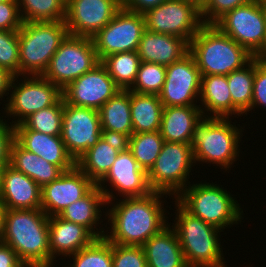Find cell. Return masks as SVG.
<instances>
[{"label":"cell","instance_id":"obj_43","mask_svg":"<svg viewBox=\"0 0 266 267\" xmlns=\"http://www.w3.org/2000/svg\"><path fill=\"white\" fill-rule=\"evenodd\" d=\"M266 107V61L255 57V76L253 84V98L251 111L254 107Z\"/></svg>","mask_w":266,"mask_h":267},{"label":"cell","instance_id":"obj_25","mask_svg":"<svg viewBox=\"0 0 266 267\" xmlns=\"http://www.w3.org/2000/svg\"><path fill=\"white\" fill-rule=\"evenodd\" d=\"M103 135L127 140L133 134L130 90H120L99 110Z\"/></svg>","mask_w":266,"mask_h":267},{"label":"cell","instance_id":"obj_23","mask_svg":"<svg viewBox=\"0 0 266 267\" xmlns=\"http://www.w3.org/2000/svg\"><path fill=\"white\" fill-rule=\"evenodd\" d=\"M189 52V43L180 37L144 30L137 49L142 62L168 66Z\"/></svg>","mask_w":266,"mask_h":267},{"label":"cell","instance_id":"obj_34","mask_svg":"<svg viewBox=\"0 0 266 267\" xmlns=\"http://www.w3.org/2000/svg\"><path fill=\"white\" fill-rule=\"evenodd\" d=\"M164 142L160 130H157L132 134L125 141V145L140 167L148 172L160 154Z\"/></svg>","mask_w":266,"mask_h":267},{"label":"cell","instance_id":"obj_31","mask_svg":"<svg viewBox=\"0 0 266 267\" xmlns=\"http://www.w3.org/2000/svg\"><path fill=\"white\" fill-rule=\"evenodd\" d=\"M133 134L160 130L163 104L156 94L130 91Z\"/></svg>","mask_w":266,"mask_h":267},{"label":"cell","instance_id":"obj_20","mask_svg":"<svg viewBox=\"0 0 266 267\" xmlns=\"http://www.w3.org/2000/svg\"><path fill=\"white\" fill-rule=\"evenodd\" d=\"M0 202L6 209H39L41 187L8 164L2 169Z\"/></svg>","mask_w":266,"mask_h":267},{"label":"cell","instance_id":"obj_48","mask_svg":"<svg viewBox=\"0 0 266 267\" xmlns=\"http://www.w3.org/2000/svg\"><path fill=\"white\" fill-rule=\"evenodd\" d=\"M6 207L0 202V241L2 240L5 224Z\"/></svg>","mask_w":266,"mask_h":267},{"label":"cell","instance_id":"obj_28","mask_svg":"<svg viewBox=\"0 0 266 267\" xmlns=\"http://www.w3.org/2000/svg\"><path fill=\"white\" fill-rule=\"evenodd\" d=\"M199 98L202 103L199 107L204 106L201 109L203 117L230 118L233 115V103L227 75L201 76ZM206 111L209 115L205 113Z\"/></svg>","mask_w":266,"mask_h":267},{"label":"cell","instance_id":"obj_32","mask_svg":"<svg viewBox=\"0 0 266 267\" xmlns=\"http://www.w3.org/2000/svg\"><path fill=\"white\" fill-rule=\"evenodd\" d=\"M255 76V57L242 68L227 75L233 103V115L243 116L251 110ZM240 114V115H239Z\"/></svg>","mask_w":266,"mask_h":267},{"label":"cell","instance_id":"obj_9","mask_svg":"<svg viewBox=\"0 0 266 267\" xmlns=\"http://www.w3.org/2000/svg\"><path fill=\"white\" fill-rule=\"evenodd\" d=\"M99 63L92 38L69 34L51 58L42 76L63 90Z\"/></svg>","mask_w":266,"mask_h":267},{"label":"cell","instance_id":"obj_4","mask_svg":"<svg viewBox=\"0 0 266 267\" xmlns=\"http://www.w3.org/2000/svg\"><path fill=\"white\" fill-rule=\"evenodd\" d=\"M174 202L177 213L172 228L178 236L187 266L227 267L219 243L222 230L193 216L176 200Z\"/></svg>","mask_w":266,"mask_h":267},{"label":"cell","instance_id":"obj_27","mask_svg":"<svg viewBox=\"0 0 266 267\" xmlns=\"http://www.w3.org/2000/svg\"><path fill=\"white\" fill-rule=\"evenodd\" d=\"M203 117L199 106L164 107L160 133L164 141L190 143L195 125Z\"/></svg>","mask_w":266,"mask_h":267},{"label":"cell","instance_id":"obj_44","mask_svg":"<svg viewBox=\"0 0 266 267\" xmlns=\"http://www.w3.org/2000/svg\"><path fill=\"white\" fill-rule=\"evenodd\" d=\"M0 117V163H9L10 147L14 140V126Z\"/></svg>","mask_w":266,"mask_h":267},{"label":"cell","instance_id":"obj_8","mask_svg":"<svg viewBox=\"0 0 266 267\" xmlns=\"http://www.w3.org/2000/svg\"><path fill=\"white\" fill-rule=\"evenodd\" d=\"M194 161L190 144L165 141L155 163L147 172L149 186L174 198L190 184Z\"/></svg>","mask_w":266,"mask_h":267},{"label":"cell","instance_id":"obj_10","mask_svg":"<svg viewBox=\"0 0 266 267\" xmlns=\"http://www.w3.org/2000/svg\"><path fill=\"white\" fill-rule=\"evenodd\" d=\"M143 16L148 31L180 37L188 43L204 25L201 7L190 0H166Z\"/></svg>","mask_w":266,"mask_h":267},{"label":"cell","instance_id":"obj_51","mask_svg":"<svg viewBox=\"0 0 266 267\" xmlns=\"http://www.w3.org/2000/svg\"><path fill=\"white\" fill-rule=\"evenodd\" d=\"M190 1L195 2L199 7H201L205 3V0H190Z\"/></svg>","mask_w":266,"mask_h":267},{"label":"cell","instance_id":"obj_49","mask_svg":"<svg viewBox=\"0 0 266 267\" xmlns=\"http://www.w3.org/2000/svg\"><path fill=\"white\" fill-rule=\"evenodd\" d=\"M254 57L258 60L266 61V40L262 49Z\"/></svg>","mask_w":266,"mask_h":267},{"label":"cell","instance_id":"obj_52","mask_svg":"<svg viewBox=\"0 0 266 267\" xmlns=\"http://www.w3.org/2000/svg\"><path fill=\"white\" fill-rule=\"evenodd\" d=\"M9 163H0V184H1V174H2V169L4 166L8 165Z\"/></svg>","mask_w":266,"mask_h":267},{"label":"cell","instance_id":"obj_26","mask_svg":"<svg viewBox=\"0 0 266 267\" xmlns=\"http://www.w3.org/2000/svg\"><path fill=\"white\" fill-rule=\"evenodd\" d=\"M142 246L147 267H188L178 236L170 224Z\"/></svg>","mask_w":266,"mask_h":267},{"label":"cell","instance_id":"obj_47","mask_svg":"<svg viewBox=\"0 0 266 267\" xmlns=\"http://www.w3.org/2000/svg\"><path fill=\"white\" fill-rule=\"evenodd\" d=\"M14 77L15 76L6 69L0 68V98H3V95H9L7 91L11 90L10 87Z\"/></svg>","mask_w":266,"mask_h":267},{"label":"cell","instance_id":"obj_15","mask_svg":"<svg viewBox=\"0 0 266 267\" xmlns=\"http://www.w3.org/2000/svg\"><path fill=\"white\" fill-rule=\"evenodd\" d=\"M200 85V70L195 58L188 52L180 60L166 66L165 82L158 96L163 107L199 106L196 103Z\"/></svg>","mask_w":266,"mask_h":267},{"label":"cell","instance_id":"obj_11","mask_svg":"<svg viewBox=\"0 0 266 267\" xmlns=\"http://www.w3.org/2000/svg\"><path fill=\"white\" fill-rule=\"evenodd\" d=\"M17 78L18 76L14 77L10 87L11 95L7 98L8 103L4 104L6 115L18 118L12 120L14 127L31 114L55 105L63 97L62 90L42 75H25L24 80L21 79L22 82L16 84Z\"/></svg>","mask_w":266,"mask_h":267},{"label":"cell","instance_id":"obj_45","mask_svg":"<svg viewBox=\"0 0 266 267\" xmlns=\"http://www.w3.org/2000/svg\"><path fill=\"white\" fill-rule=\"evenodd\" d=\"M121 7L129 11L144 14L146 11L157 7L166 0H120Z\"/></svg>","mask_w":266,"mask_h":267},{"label":"cell","instance_id":"obj_46","mask_svg":"<svg viewBox=\"0 0 266 267\" xmlns=\"http://www.w3.org/2000/svg\"><path fill=\"white\" fill-rule=\"evenodd\" d=\"M0 267H26L15 251L0 241Z\"/></svg>","mask_w":266,"mask_h":267},{"label":"cell","instance_id":"obj_12","mask_svg":"<svg viewBox=\"0 0 266 267\" xmlns=\"http://www.w3.org/2000/svg\"><path fill=\"white\" fill-rule=\"evenodd\" d=\"M214 25L255 56L266 40V9L252 1L227 12Z\"/></svg>","mask_w":266,"mask_h":267},{"label":"cell","instance_id":"obj_2","mask_svg":"<svg viewBox=\"0 0 266 267\" xmlns=\"http://www.w3.org/2000/svg\"><path fill=\"white\" fill-rule=\"evenodd\" d=\"M1 242L26 267H51L49 216L41 209H6Z\"/></svg>","mask_w":266,"mask_h":267},{"label":"cell","instance_id":"obj_3","mask_svg":"<svg viewBox=\"0 0 266 267\" xmlns=\"http://www.w3.org/2000/svg\"><path fill=\"white\" fill-rule=\"evenodd\" d=\"M201 76L228 75L254 56L215 25H203L189 43Z\"/></svg>","mask_w":266,"mask_h":267},{"label":"cell","instance_id":"obj_24","mask_svg":"<svg viewBox=\"0 0 266 267\" xmlns=\"http://www.w3.org/2000/svg\"><path fill=\"white\" fill-rule=\"evenodd\" d=\"M124 146L125 140L102 135L96 145L76 161V166L97 184L107 174Z\"/></svg>","mask_w":266,"mask_h":267},{"label":"cell","instance_id":"obj_18","mask_svg":"<svg viewBox=\"0 0 266 267\" xmlns=\"http://www.w3.org/2000/svg\"><path fill=\"white\" fill-rule=\"evenodd\" d=\"M120 90L100 62L65 87L62 96L69 105L99 110Z\"/></svg>","mask_w":266,"mask_h":267},{"label":"cell","instance_id":"obj_37","mask_svg":"<svg viewBox=\"0 0 266 267\" xmlns=\"http://www.w3.org/2000/svg\"><path fill=\"white\" fill-rule=\"evenodd\" d=\"M74 256V257H73ZM73 264L64 267H113L112 243L105 237L72 254Z\"/></svg>","mask_w":266,"mask_h":267},{"label":"cell","instance_id":"obj_39","mask_svg":"<svg viewBox=\"0 0 266 267\" xmlns=\"http://www.w3.org/2000/svg\"><path fill=\"white\" fill-rule=\"evenodd\" d=\"M0 68L20 77L18 30H0Z\"/></svg>","mask_w":266,"mask_h":267},{"label":"cell","instance_id":"obj_22","mask_svg":"<svg viewBox=\"0 0 266 267\" xmlns=\"http://www.w3.org/2000/svg\"><path fill=\"white\" fill-rule=\"evenodd\" d=\"M14 139L24 149L58 166L63 172L76 165L68 154L61 136H52L30 129H14Z\"/></svg>","mask_w":266,"mask_h":267},{"label":"cell","instance_id":"obj_29","mask_svg":"<svg viewBox=\"0 0 266 267\" xmlns=\"http://www.w3.org/2000/svg\"><path fill=\"white\" fill-rule=\"evenodd\" d=\"M106 204L104 193L96 185L86 196L67 206L59 216L66 221L86 227L96 238H102L106 234L105 229L101 228L98 231L96 227L100 224V218L102 219L100 209Z\"/></svg>","mask_w":266,"mask_h":267},{"label":"cell","instance_id":"obj_35","mask_svg":"<svg viewBox=\"0 0 266 267\" xmlns=\"http://www.w3.org/2000/svg\"><path fill=\"white\" fill-rule=\"evenodd\" d=\"M23 22L65 21L66 0H17Z\"/></svg>","mask_w":266,"mask_h":267},{"label":"cell","instance_id":"obj_33","mask_svg":"<svg viewBox=\"0 0 266 267\" xmlns=\"http://www.w3.org/2000/svg\"><path fill=\"white\" fill-rule=\"evenodd\" d=\"M101 63L121 90H129L135 82L141 60L137 51H128L106 56Z\"/></svg>","mask_w":266,"mask_h":267},{"label":"cell","instance_id":"obj_30","mask_svg":"<svg viewBox=\"0 0 266 267\" xmlns=\"http://www.w3.org/2000/svg\"><path fill=\"white\" fill-rule=\"evenodd\" d=\"M9 165L33 179L41 188L63 173L58 166L24 149L15 139L10 147Z\"/></svg>","mask_w":266,"mask_h":267},{"label":"cell","instance_id":"obj_41","mask_svg":"<svg viewBox=\"0 0 266 267\" xmlns=\"http://www.w3.org/2000/svg\"><path fill=\"white\" fill-rule=\"evenodd\" d=\"M254 0H207L201 6V19L204 25H214L227 12Z\"/></svg>","mask_w":266,"mask_h":267},{"label":"cell","instance_id":"obj_13","mask_svg":"<svg viewBox=\"0 0 266 267\" xmlns=\"http://www.w3.org/2000/svg\"><path fill=\"white\" fill-rule=\"evenodd\" d=\"M144 30L143 14L121 8L113 19L92 37L100 62L111 54L137 51Z\"/></svg>","mask_w":266,"mask_h":267},{"label":"cell","instance_id":"obj_21","mask_svg":"<svg viewBox=\"0 0 266 267\" xmlns=\"http://www.w3.org/2000/svg\"><path fill=\"white\" fill-rule=\"evenodd\" d=\"M96 237L84 226L66 221L59 215L49 217V244L51 267L56 257H71L84 247L90 245ZM57 255V256H56Z\"/></svg>","mask_w":266,"mask_h":267},{"label":"cell","instance_id":"obj_50","mask_svg":"<svg viewBox=\"0 0 266 267\" xmlns=\"http://www.w3.org/2000/svg\"><path fill=\"white\" fill-rule=\"evenodd\" d=\"M254 2H257L259 5L266 9V0H254Z\"/></svg>","mask_w":266,"mask_h":267},{"label":"cell","instance_id":"obj_1","mask_svg":"<svg viewBox=\"0 0 266 267\" xmlns=\"http://www.w3.org/2000/svg\"><path fill=\"white\" fill-rule=\"evenodd\" d=\"M164 195L167 197L153 191L144 197L124 198L114 205L112 202L106 214L111 231L106 230L104 237L119 245L142 246L169 225L164 202L160 200Z\"/></svg>","mask_w":266,"mask_h":267},{"label":"cell","instance_id":"obj_38","mask_svg":"<svg viewBox=\"0 0 266 267\" xmlns=\"http://www.w3.org/2000/svg\"><path fill=\"white\" fill-rule=\"evenodd\" d=\"M165 76L166 66L141 61L135 82L129 90L139 94L158 95L165 82Z\"/></svg>","mask_w":266,"mask_h":267},{"label":"cell","instance_id":"obj_40","mask_svg":"<svg viewBox=\"0 0 266 267\" xmlns=\"http://www.w3.org/2000/svg\"><path fill=\"white\" fill-rule=\"evenodd\" d=\"M113 267H147L143 246L112 243Z\"/></svg>","mask_w":266,"mask_h":267},{"label":"cell","instance_id":"obj_16","mask_svg":"<svg viewBox=\"0 0 266 267\" xmlns=\"http://www.w3.org/2000/svg\"><path fill=\"white\" fill-rule=\"evenodd\" d=\"M107 182L124 198L144 197L153 192L149 186L147 172L140 167L126 145L117 155L107 174L96 184L104 193L109 205L115 196L113 191L110 192L104 186Z\"/></svg>","mask_w":266,"mask_h":267},{"label":"cell","instance_id":"obj_5","mask_svg":"<svg viewBox=\"0 0 266 267\" xmlns=\"http://www.w3.org/2000/svg\"><path fill=\"white\" fill-rule=\"evenodd\" d=\"M229 120L231 121L229 118L202 117L195 125L189 143L195 164L208 162L227 171L237 161L243 130Z\"/></svg>","mask_w":266,"mask_h":267},{"label":"cell","instance_id":"obj_42","mask_svg":"<svg viewBox=\"0 0 266 267\" xmlns=\"http://www.w3.org/2000/svg\"><path fill=\"white\" fill-rule=\"evenodd\" d=\"M22 23L17 0L0 2V30L16 31Z\"/></svg>","mask_w":266,"mask_h":267},{"label":"cell","instance_id":"obj_14","mask_svg":"<svg viewBox=\"0 0 266 267\" xmlns=\"http://www.w3.org/2000/svg\"><path fill=\"white\" fill-rule=\"evenodd\" d=\"M102 135L98 110L69 105L64 100L61 138L75 162L95 146Z\"/></svg>","mask_w":266,"mask_h":267},{"label":"cell","instance_id":"obj_17","mask_svg":"<svg viewBox=\"0 0 266 267\" xmlns=\"http://www.w3.org/2000/svg\"><path fill=\"white\" fill-rule=\"evenodd\" d=\"M120 0H66L65 24L73 36H95L121 9Z\"/></svg>","mask_w":266,"mask_h":267},{"label":"cell","instance_id":"obj_19","mask_svg":"<svg viewBox=\"0 0 266 267\" xmlns=\"http://www.w3.org/2000/svg\"><path fill=\"white\" fill-rule=\"evenodd\" d=\"M95 186L75 165L41 188V209L49 217L57 216L67 206L86 196Z\"/></svg>","mask_w":266,"mask_h":267},{"label":"cell","instance_id":"obj_6","mask_svg":"<svg viewBox=\"0 0 266 267\" xmlns=\"http://www.w3.org/2000/svg\"><path fill=\"white\" fill-rule=\"evenodd\" d=\"M68 35L65 21L23 22L18 30L20 76L43 75Z\"/></svg>","mask_w":266,"mask_h":267},{"label":"cell","instance_id":"obj_36","mask_svg":"<svg viewBox=\"0 0 266 267\" xmlns=\"http://www.w3.org/2000/svg\"><path fill=\"white\" fill-rule=\"evenodd\" d=\"M63 108L64 98L62 97L55 105L31 114L14 129H30L52 136H61Z\"/></svg>","mask_w":266,"mask_h":267},{"label":"cell","instance_id":"obj_7","mask_svg":"<svg viewBox=\"0 0 266 267\" xmlns=\"http://www.w3.org/2000/svg\"><path fill=\"white\" fill-rule=\"evenodd\" d=\"M217 184L188 185L174 199L190 214L220 230L238 224L243 210L235 198ZM242 210V211H241Z\"/></svg>","mask_w":266,"mask_h":267}]
</instances>
